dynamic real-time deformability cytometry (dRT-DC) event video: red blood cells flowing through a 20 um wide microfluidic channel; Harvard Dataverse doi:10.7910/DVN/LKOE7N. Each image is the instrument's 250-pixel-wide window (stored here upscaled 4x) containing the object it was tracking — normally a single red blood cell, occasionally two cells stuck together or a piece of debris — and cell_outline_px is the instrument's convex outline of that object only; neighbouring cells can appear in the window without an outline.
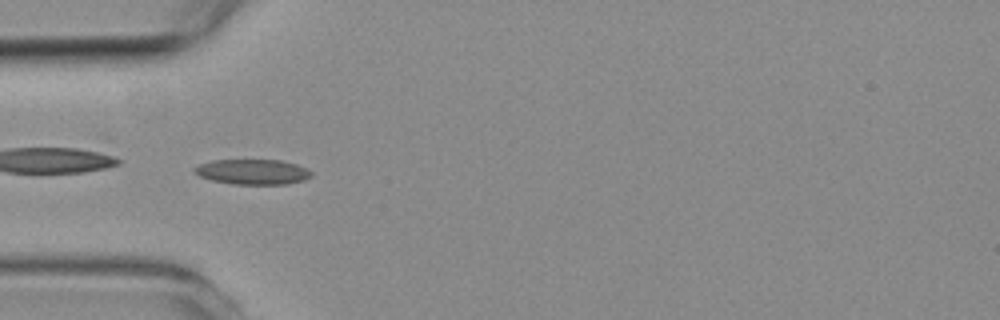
{"species": "common noctule bat (a hibernating species)", "species_latin": "Nyctalus noctula", "temperature_condition": "room temperature", "stored_images_in_passage": 2, "camera_frame_rate_fps": 3000, "um_per_image_px": 0.085, "animal": {"sex": "female", "body_mass_g": 19.3, "forearm_length_mm": 54.1}, "frame": {"image": 1, "passage_image": 2, "time_ms": 4.333, "image_size_px": [1000, 320], "cell_outline_px": [[312, 176], [304, 180], [288, 184], [232, 184], [212, 180], [200, 176], [192, 172], [192, 168], [200, 164], [212, 160], [280, 160], [296, 164], [312, 172]], "centroid_in_image_um": [21.45, 14.61], "position_along_channel_um": 63.6, "area_um2": 17.17}}